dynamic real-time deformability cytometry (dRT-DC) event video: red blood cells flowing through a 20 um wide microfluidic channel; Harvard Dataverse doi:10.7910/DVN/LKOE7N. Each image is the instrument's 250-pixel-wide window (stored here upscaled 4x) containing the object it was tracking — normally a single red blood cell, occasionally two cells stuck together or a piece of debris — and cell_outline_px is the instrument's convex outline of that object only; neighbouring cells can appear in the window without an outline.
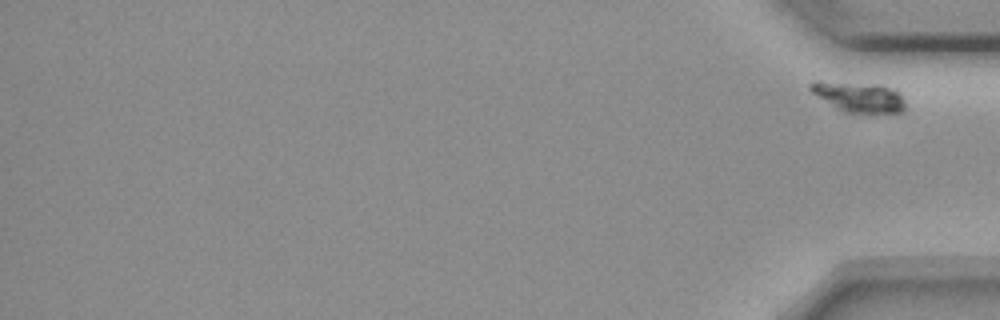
{"species": "common noctule bat (a hibernating species)", "species_latin": "Nyctalus noctula", "temperature_condition": "room temperature", "stored_images_in_passage": 16, "segment_of_instrument_passage": [2, 2], "camera_frame_rate_fps": 3000, "um_per_image_px": 0.085, "animal": {"sex": "female", "body_mass_g": 18.4}, "frame": {"image": 1, "passage_image": 16, "time_ms": 20.0, "image_size_px": [1000, 320], "cell_outline_px": [[908, 108], [904, 112], [896, 116], [852, 116], [836, 108], [812, 92], [808, 88], [808, 84], [816, 80], [820, 80], [884, 84], [900, 92]], "centroid_in_image_um": [73.14, 8.32], "position_along_channel_um": 362.1, "area_um2": 18.61}}